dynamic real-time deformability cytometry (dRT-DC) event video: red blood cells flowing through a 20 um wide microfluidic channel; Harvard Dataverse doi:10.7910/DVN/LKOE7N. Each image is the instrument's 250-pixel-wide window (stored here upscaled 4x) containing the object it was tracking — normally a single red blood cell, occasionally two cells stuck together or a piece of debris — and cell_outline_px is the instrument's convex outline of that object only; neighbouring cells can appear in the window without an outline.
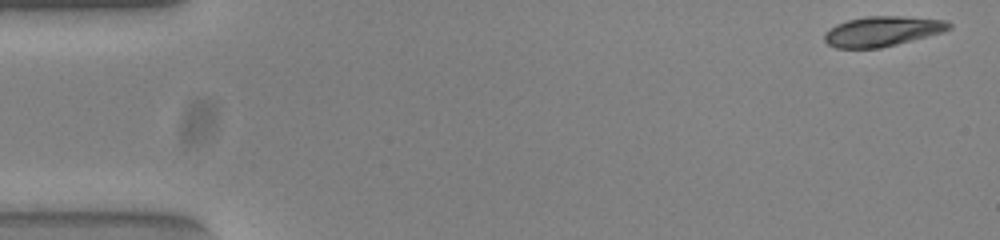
{"species": "common noctule bat (a hibernating species)", "species_latin": "Nyctalus noctula", "temperature_condition": "warm", "stored_images_in_passage": 49, "camera_frame_rate_fps": 3000, "um_per_image_px": 0.085, "animal": {"sex": "female", "body_mass_g": 23.0, "forearm_length_mm": 53.4}, "frame": {"image": 1, "passage_image": 1, "time_ms": 0.0, "image_size_px": [1000, 240], "cell_outline_px": [[952, 28], [940, 32], [896, 44], [880, 48], [836, 48], [828, 44], [824, 40], [824, 36], [836, 24], [848, 20], [868, 16], [900, 16], [948, 20], [952, 24]], "centroid_in_image_um": [75.01, 2.65], "position_along_channel_um": 10.0, "area_um2": 21.44}}
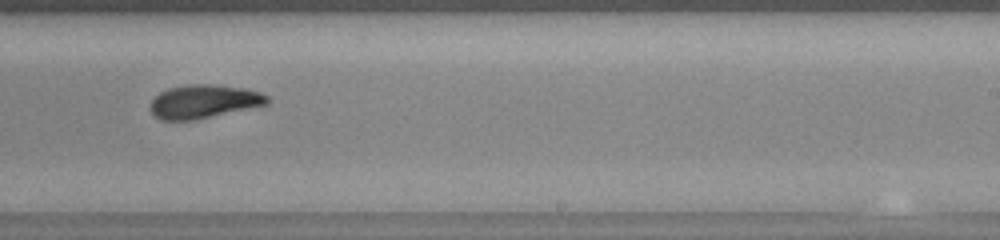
{"frame": {"image": 2, "passage_image": 32, "time_ms": 10.333, "image_size_px": [1000, 240], "cell_outline_px": [[268, 104], [192, 120], [160, 120], [148, 108], [152, 100], [160, 92], [168, 88], [188, 84], [216, 84], [244, 88], [260, 92], [268, 96]], "centroid_in_image_um": [17.3, 8.61], "position_along_channel_um": 271.7, "area_um2": 22.72}}
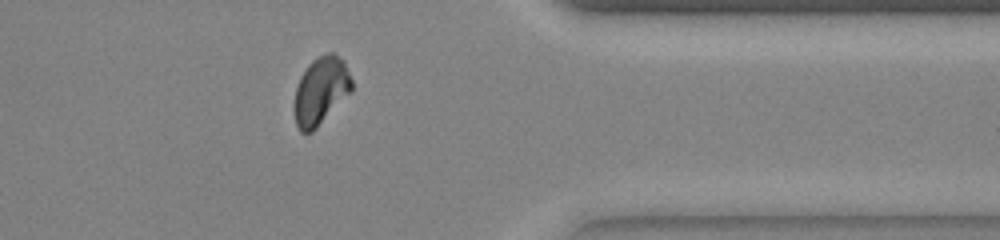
{"frame": {"image": 3, "passage_image": 42, "time_ms": 13.667, "image_size_px": [1000, 240], "cell_outline_px": [[352, 92], [312, 132], [300, 132], [296, 124], [292, 108], [292, 104], [296, 88], [300, 76], [308, 64], [312, 60], [328, 52], [332, 52], [344, 60], [352, 80]], "centroid_in_image_um": [27.25, 7.73], "position_along_channel_um": 384.2, "area_um2": 23.0}, "authors_computed_cell_mechanics": {"area_um2": 22.7154, "velocity_mm_per_s": 3.8228, "shape_relaxation_time_tau1_ms": 2.87, "shape_relaxation_time_tau2_ms": 3.5272, "deformation_change_tau1": 0.1557, "deformation_change_tau2": 0.0835}}